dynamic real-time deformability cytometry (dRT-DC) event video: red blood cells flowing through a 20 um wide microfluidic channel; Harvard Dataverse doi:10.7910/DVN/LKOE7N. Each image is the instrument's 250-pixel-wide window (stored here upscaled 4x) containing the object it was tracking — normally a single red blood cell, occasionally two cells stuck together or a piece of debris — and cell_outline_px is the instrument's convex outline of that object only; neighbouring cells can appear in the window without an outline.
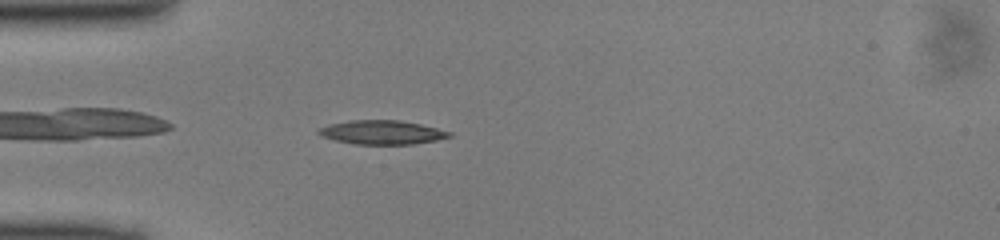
{"species": "common noctule bat (a hibernating species)", "species_latin": "Nyctalus noctula", "temperature_condition": "cold", "stored_images_in_passage": 37, "camera_frame_rate_fps": 3000, "um_per_image_px": 0.085, "animal": {"sex": "male", "body_mass_g": 13.0, "forearm_length_mm": 53.1}, "frame": {"image": 1, "passage_image": 2, "time_ms": 0.333, "image_size_px": [1000, 240], "cell_outline_px": [[452, 136], [436, 140], [412, 144], [356, 144], [336, 140], [320, 136], [316, 132], [316, 128], [328, 124], [348, 120], [400, 120], [420, 124], [452, 132]], "centroid_in_image_um": [32.41, 11.24], "position_along_channel_um": 52.6, "area_um2": 18.32}}
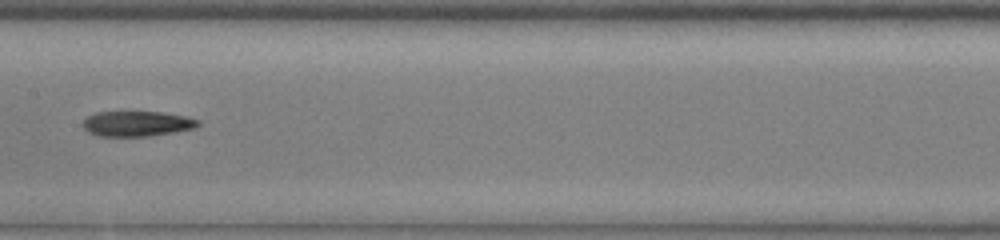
{"frame": {"image": 2, "passage_image": 13, "time_ms": 4.0, "image_size_px": [1000, 240], "cell_outline_px": [[200, 124], [196, 128], [176, 132], [148, 136], [100, 136], [88, 132], [84, 128], [84, 120], [88, 116], [96, 112], [160, 112], [184, 116], [200, 120]], "centroid_in_image_um": [11.68, 10.52], "position_along_channel_um": 195.7, "area_um2": 16.88}}
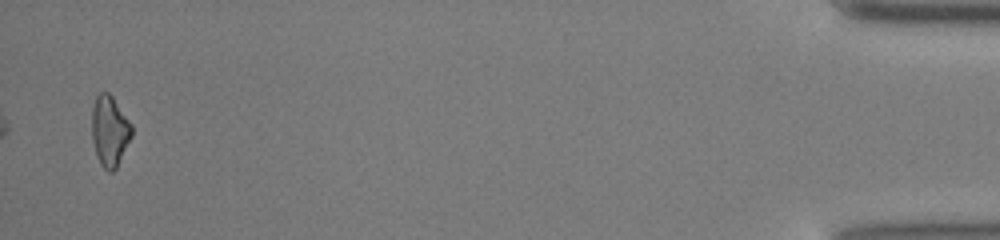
{"frame": {"image": 3, "passage_image": 36, "time_ms": 11.667, "image_size_px": [1000, 240], "cell_outline_px": [[132, 136], [116, 168], [112, 172], [108, 172], [100, 164], [96, 156], [92, 140], [92, 108], [96, 96], [100, 92], [108, 92], [112, 96], [132, 124]], "centroid_in_image_um": [9.32, 11.14], "position_along_channel_um": 425.9, "area_um2": 16.47}}